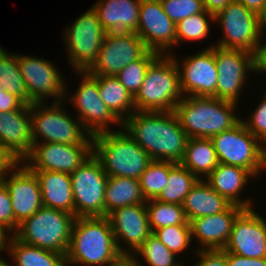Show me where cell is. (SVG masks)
<instances>
[{
	"label": "cell",
	"instance_id": "cell-1",
	"mask_svg": "<svg viewBox=\"0 0 266 266\" xmlns=\"http://www.w3.org/2000/svg\"><path fill=\"white\" fill-rule=\"evenodd\" d=\"M122 128L152 160L182 161L188 136L174 111H134Z\"/></svg>",
	"mask_w": 266,
	"mask_h": 266
},
{
	"label": "cell",
	"instance_id": "cell-2",
	"mask_svg": "<svg viewBox=\"0 0 266 266\" xmlns=\"http://www.w3.org/2000/svg\"><path fill=\"white\" fill-rule=\"evenodd\" d=\"M124 258L106 216L75 218L66 266H114Z\"/></svg>",
	"mask_w": 266,
	"mask_h": 266
},
{
	"label": "cell",
	"instance_id": "cell-3",
	"mask_svg": "<svg viewBox=\"0 0 266 266\" xmlns=\"http://www.w3.org/2000/svg\"><path fill=\"white\" fill-rule=\"evenodd\" d=\"M237 105L215 97L183 96L174 112L188 138H212L241 120Z\"/></svg>",
	"mask_w": 266,
	"mask_h": 266
},
{
	"label": "cell",
	"instance_id": "cell-4",
	"mask_svg": "<svg viewBox=\"0 0 266 266\" xmlns=\"http://www.w3.org/2000/svg\"><path fill=\"white\" fill-rule=\"evenodd\" d=\"M92 140L93 155L101 162L108 177L139 179L152 161L123 128L95 134Z\"/></svg>",
	"mask_w": 266,
	"mask_h": 266
},
{
	"label": "cell",
	"instance_id": "cell-5",
	"mask_svg": "<svg viewBox=\"0 0 266 266\" xmlns=\"http://www.w3.org/2000/svg\"><path fill=\"white\" fill-rule=\"evenodd\" d=\"M183 98L179 69L172 55H158L148 66L134 96L135 111H174Z\"/></svg>",
	"mask_w": 266,
	"mask_h": 266
},
{
	"label": "cell",
	"instance_id": "cell-6",
	"mask_svg": "<svg viewBox=\"0 0 266 266\" xmlns=\"http://www.w3.org/2000/svg\"><path fill=\"white\" fill-rule=\"evenodd\" d=\"M50 104L30 105L33 144L41 143L43 140L42 142L50 143L93 145V136L77 117L64 109L65 102Z\"/></svg>",
	"mask_w": 266,
	"mask_h": 266
},
{
	"label": "cell",
	"instance_id": "cell-7",
	"mask_svg": "<svg viewBox=\"0 0 266 266\" xmlns=\"http://www.w3.org/2000/svg\"><path fill=\"white\" fill-rule=\"evenodd\" d=\"M75 215L42 206L23 220L13 236L19 241L66 255Z\"/></svg>",
	"mask_w": 266,
	"mask_h": 266
},
{
	"label": "cell",
	"instance_id": "cell-8",
	"mask_svg": "<svg viewBox=\"0 0 266 266\" xmlns=\"http://www.w3.org/2000/svg\"><path fill=\"white\" fill-rule=\"evenodd\" d=\"M219 163L242 167L254 177L266 169V147L240 120L229 130L211 138Z\"/></svg>",
	"mask_w": 266,
	"mask_h": 266
},
{
	"label": "cell",
	"instance_id": "cell-9",
	"mask_svg": "<svg viewBox=\"0 0 266 266\" xmlns=\"http://www.w3.org/2000/svg\"><path fill=\"white\" fill-rule=\"evenodd\" d=\"M65 31V32H64ZM63 31L68 61L74 72L88 71L98 58L107 32L90 7Z\"/></svg>",
	"mask_w": 266,
	"mask_h": 266
},
{
	"label": "cell",
	"instance_id": "cell-10",
	"mask_svg": "<svg viewBox=\"0 0 266 266\" xmlns=\"http://www.w3.org/2000/svg\"><path fill=\"white\" fill-rule=\"evenodd\" d=\"M82 77L77 90L68 95L66 85V99L70 105L77 110V118L82 122L83 127L92 135L111 130L114 124L122 128V123L112 114L104 104L99 95L98 75H91L87 71L74 72ZM83 75V76H82ZM68 97V98H67Z\"/></svg>",
	"mask_w": 266,
	"mask_h": 266
},
{
	"label": "cell",
	"instance_id": "cell-11",
	"mask_svg": "<svg viewBox=\"0 0 266 266\" xmlns=\"http://www.w3.org/2000/svg\"><path fill=\"white\" fill-rule=\"evenodd\" d=\"M75 217L105 216L107 174L101 162L92 154L70 174Z\"/></svg>",
	"mask_w": 266,
	"mask_h": 266
},
{
	"label": "cell",
	"instance_id": "cell-12",
	"mask_svg": "<svg viewBox=\"0 0 266 266\" xmlns=\"http://www.w3.org/2000/svg\"><path fill=\"white\" fill-rule=\"evenodd\" d=\"M215 22L223 32L217 46L255 53L264 27L257 14L233 0L215 15Z\"/></svg>",
	"mask_w": 266,
	"mask_h": 266
},
{
	"label": "cell",
	"instance_id": "cell-13",
	"mask_svg": "<svg viewBox=\"0 0 266 266\" xmlns=\"http://www.w3.org/2000/svg\"><path fill=\"white\" fill-rule=\"evenodd\" d=\"M20 73L25 81L30 105L45 103L47 98L53 103L64 102L66 81L56 65L43 57L17 54Z\"/></svg>",
	"mask_w": 266,
	"mask_h": 266
},
{
	"label": "cell",
	"instance_id": "cell-14",
	"mask_svg": "<svg viewBox=\"0 0 266 266\" xmlns=\"http://www.w3.org/2000/svg\"><path fill=\"white\" fill-rule=\"evenodd\" d=\"M171 55L179 69L183 96L217 98L218 71L214 44L183 59L177 58L175 53Z\"/></svg>",
	"mask_w": 266,
	"mask_h": 266
},
{
	"label": "cell",
	"instance_id": "cell-15",
	"mask_svg": "<svg viewBox=\"0 0 266 266\" xmlns=\"http://www.w3.org/2000/svg\"><path fill=\"white\" fill-rule=\"evenodd\" d=\"M215 60L218 71L217 98L239 104L243 88L247 86L246 77L251 72L254 74V54L215 45Z\"/></svg>",
	"mask_w": 266,
	"mask_h": 266
},
{
	"label": "cell",
	"instance_id": "cell-16",
	"mask_svg": "<svg viewBox=\"0 0 266 266\" xmlns=\"http://www.w3.org/2000/svg\"><path fill=\"white\" fill-rule=\"evenodd\" d=\"M143 40L133 32H109L105 35L98 58L87 71L91 75L115 76L132 61L147 52Z\"/></svg>",
	"mask_w": 266,
	"mask_h": 266
},
{
	"label": "cell",
	"instance_id": "cell-17",
	"mask_svg": "<svg viewBox=\"0 0 266 266\" xmlns=\"http://www.w3.org/2000/svg\"><path fill=\"white\" fill-rule=\"evenodd\" d=\"M93 154V145L34 143L22 161L31 171H58L71 174Z\"/></svg>",
	"mask_w": 266,
	"mask_h": 266
},
{
	"label": "cell",
	"instance_id": "cell-18",
	"mask_svg": "<svg viewBox=\"0 0 266 266\" xmlns=\"http://www.w3.org/2000/svg\"><path fill=\"white\" fill-rule=\"evenodd\" d=\"M136 34L149 51L159 55H170L176 47V23L166 15L160 0H141Z\"/></svg>",
	"mask_w": 266,
	"mask_h": 266
},
{
	"label": "cell",
	"instance_id": "cell-19",
	"mask_svg": "<svg viewBox=\"0 0 266 266\" xmlns=\"http://www.w3.org/2000/svg\"><path fill=\"white\" fill-rule=\"evenodd\" d=\"M107 218L110 221L117 247L126 258H130L152 234L145 204L117 208L110 212Z\"/></svg>",
	"mask_w": 266,
	"mask_h": 266
},
{
	"label": "cell",
	"instance_id": "cell-20",
	"mask_svg": "<svg viewBox=\"0 0 266 266\" xmlns=\"http://www.w3.org/2000/svg\"><path fill=\"white\" fill-rule=\"evenodd\" d=\"M224 250L247 258L266 257V219L254 207L237 216Z\"/></svg>",
	"mask_w": 266,
	"mask_h": 266
},
{
	"label": "cell",
	"instance_id": "cell-21",
	"mask_svg": "<svg viewBox=\"0 0 266 266\" xmlns=\"http://www.w3.org/2000/svg\"><path fill=\"white\" fill-rule=\"evenodd\" d=\"M3 183L10 194L16 231L23 220L31 217L43 206L40 184L35 173L23 162Z\"/></svg>",
	"mask_w": 266,
	"mask_h": 266
},
{
	"label": "cell",
	"instance_id": "cell-22",
	"mask_svg": "<svg viewBox=\"0 0 266 266\" xmlns=\"http://www.w3.org/2000/svg\"><path fill=\"white\" fill-rule=\"evenodd\" d=\"M245 208L231 204L225 211L192 219L191 239L197 241L195 250L224 249L237 216Z\"/></svg>",
	"mask_w": 266,
	"mask_h": 266
},
{
	"label": "cell",
	"instance_id": "cell-23",
	"mask_svg": "<svg viewBox=\"0 0 266 266\" xmlns=\"http://www.w3.org/2000/svg\"><path fill=\"white\" fill-rule=\"evenodd\" d=\"M33 147L30 105L0 112V148L23 161Z\"/></svg>",
	"mask_w": 266,
	"mask_h": 266
},
{
	"label": "cell",
	"instance_id": "cell-24",
	"mask_svg": "<svg viewBox=\"0 0 266 266\" xmlns=\"http://www.w3.org/2000/svg\"><path fill=\"white\" fill-rule=\"evenodd\" d=\"M254 176L246 169L238 166L219 163L217 167L204 179L219 195L231 204L245 209L253 208V198H241L242 190Z\"/></svg>",
	"mask_w": 266,
	"mask_h": 266
},
{
	"label": "cell",
	"instance_id": "cell-25",
	"mask_svg": "<svg viewBox=\"0 0 266 266\" xmlns=\"http://www.w3.org/2000/svg\"><path fill=\"white\" fill-rule=\"evenodd\" d=\"M141 0H98L92 8L103 29L109 32L136 33Z\"/></svg>",
	"mask_w": 266,
	"mask_h": 266
},
{
	"label": "cell",
	"instance_id": "cell-26",
	"mask_svg": "<svg viewBox=\"0 0 266 266\" xmlns=\"http://www.w3.org/2000/svg\"><path fill=\"white\" fill-rule=\"evenodd\" d=\"M38 178L42 204L74 215L70 174L58 171H33Z\"/></svg>",
	"mask_w": 266,
	"mask_h": 266
},
{
	"label": "cell",
	"instance_id": "cell-27",
	"mask_svg": "<svg viewBox=\"0 0 266 266\" xmlns=\"http://www.w3.org/2000/svg\"><path fill=\"white\" fill-rule=\"evenodd\" d=\"M231 205L219 195L205 180L199 179L185 196L182 207L187 220L215 215L225 211Z\"/></svg>",
	"mask_w": 266,
	"mask_h": 266
},
{
	"label": "cell",
	"instance_id": "cell-28",
	"mask_svg": "<svg viewBox=\"0 0 266 266\" xmlns=\"http://www.w3.org/2000/svg\"><path fill=\"white\" fill-rule=\"evenodd\" d=\"M180 163L198 179L204 180L219 164L211 138H188Z\"/></svg>",
	"mask_w": 266,
	"mask_h": 266
},
{
	"label": "cell",
	"instance_id": "cell-29",
	"mask_svg": "<svg viewBox=\"0 0 266 266\" xmlns=\"http://www.w3.org/2000/svg\"><path fill=\"white\" fill-rule=\"evenodd\" d=\"M139 179L108 177L105 188V216L113 210L134 204H146Z\"/></svg>",
	"mask_w": 266,
	"mask_h": 266
},
{
	"label": "cell",
	"instance_id": "cell-30",
	"mask_svg": "<svg viewBox=\"0 0 266 266\" xmlns=\"http://www.w3.org/2000/svg\"><path fill=\"white\" fill-rule=\"evenodd\" d=\"M99 95L112 114L123 123L134 111V97L115 76H98Z\"/></svg>",
	"mask_w": 266,
	"mask_h": 266
},
{
	"label": "cell",
	"instance_id": "cell-31",
	"mask_svg": "<svg viewBox=\"0 0 266 266\" xmlns=\"http://www.w3.org/2000/svg\"><path fill=\"white\" fill-rule=\"evenodd\" d=\"M7 253L14 261L11 266H66L64 254L25 244L14 236Z\"/></svg>",
	"mask_w": 266,
	"mask_h": 266
},
{
	"label": "cell",
	"instance_id": "cell-32",
	"mask_svg": "<svg viewBox=\"0 0 266 266\" xmlns=\"http://www.w3.org/2000/svg\"><path fill=\"white\" fill-rule=\"evenodd\" d=\"M141 257V258H140ZM179 256L171 252L153 233L130 257L134 266H184L176 261ZM143 260L146 264H142Z\"/></svg>",
	"mask_w": 266,
	"mask_h": 266
},
{
	"label": "cell",
	"instance_id": "cell-33",
	"mask_svg": "<svg viewBox=\"0 0 266 266\" xmlns=\"http://www.w3.org/2000/svg\"><path fill=\"white\" fill-rule=\"evenodd\" d=\"M199 179L181 163H176L169 172L168 181L157 200L183 204L185 196Z\"/></svg>",
	"mask_w": 266,
	"mask_h": 266
},
{
	"label": "cell",
	"instance_id": "cell-34",
	"mask_svg": "<svg viewBox=\"0 0 266 266\" xmlns=\"http://www.w3.org/2000/svg\"><path fill=\"white\" fill-rule=\"evenodd\" d=\"M0 86L30 105L25 81L20 73L17 54L6 52L0 45Z\"/></svg>",
	"mask_w": 266,
	"mask_h": 266
},
{
	"label": "cell",
	"instance_id": "cell-35",
	"mask_svg": "<svg viewBox=\"0 0 266 266\" xmlns=\"http://www.w3.org/2000/svg\"><path fill=\"white\" fill-rule=\"evenodd\" d=\"M145 205L152 233L165 226L190 225L181 204H172L151 199Z\"/></svg>",
	"mask_w": 266,
	"mask_h": 266
},
{
	"label": "cell",
	"instance_id": "cell-36",
	"mask_svg": "<svg viewBox=\"0 0 266 266\" xmlns=\"http://www.w3.org/2000/svg\"><path fill=\"white\" fill-rule=\"evenodd\" d=\"M172 161L152 160L139 181L146 201L157 199L167 184L170 169L175 165Z\"/></svg>",
	"mask_w": 266,
	"mask_h": 266
},
{
	"label": "cell",
	"instance_id": "cell-37",
	"mask_svg": "<svg viewBox=\"0 0 266 266\" xmlns=\"http://www.w3.org/2000/svg\"><path fill=\"white\" fill-rule=\"evenodd\" d=\"M214 22L215 15L207 12L194 14L176 23V48L183 41H202L210 35V24Z\"/></svg>",
	"mask_w": 266,
	"mask_h": 266
},
{
	"label": "cell",
	"instance_id": "cell-38",
	"mask_svg": "<svg viewBox=\"0 0 266 266\" xmlns=\"http://www.w3.org/2000/svg\"><path fill=\"white\" fill-rule=\"evenodd\" d=\"M158 55L159 54L156 52L148 51L142 58L132 61L115 75L133 97L139 91L144 81V76L149 64Z\"/></svg>",
	"mask_w": 266,
	"mask_h": 266
},
{
	"label": "cell",
	"instance_id": "cell-39",
	"mask_svg": "<svg viewBox=\"0 0 266 266\" xmlns=\"http://www.w3.org/2000/svg\"><path fill=\"white\" fill-rule=\"evenodd\" d=\"M153 234L177 256L192 245L190 225H171L159 228Z\"/></svg>",
	"mask_w": 266,
	"mask_h": 266
},
{
	"label": "cell",
	"instance_id": "cell-40",
	"mask_svg": "<svg viewBox=\"0 0 266 266\" xmlns=\"http://www.w3.org/2000/svg\"><path fill=\"white\" fill-rule=\"evenodd\" d=\"M166 15L175 23L205 11L202 0H160Z\"/></svg>",
	"mask_w": 266,
	"mask_h": 266
},
{
	"label": "cell",
	"instance_id": "cell-41",
	"mask_svg": "<svg viewBox=\"0 0 266 266\" xmlns=\"http://www.w3.org/2000/svg\"><path fill=\"white\" fill-rule=\"evenodd\" d=\"M245 119L241 118L246 128L266 147V92L254 108V112Z\"/></svg>",
	"mask_w": 266,
	"mask_h": 266
},
{
	"label": "cell",
	"instance_id": "cell-42",
	"mask_svg": "<svg viewBox=\"0 0 266 266\" xmlns=\"http://www.w3.org/2000/svg\"><path fill=\"white\" fill-rule=\"evenodd\" d=\"M195 258L199 259L192 266H227V252L224 249L196 250Z\"/></svg>",
	"mask_w": 266,
	"mask_h": 266
},
{
	"label": "cell",
	"instance_id": "cell-43",
	"mask_svg": "<svg viewBox=\"0 0 266 266\" xmlns=\"http://www.w3.org/2000/svg\"><path fill=\"white\" fill-rule=\"evenodd\" d=\"M0 222L15 232V218L10 194L4 183H0Z\"/></svg>",
	"mask_w": 266,
	"mask_h": 266
},
{
	"label": "cell",
	"instance_id": "cell-44",
	"mask_svg": "<svg viewBox=\"0 0 266 266\" xmlns=\"http://www.w3.org/2000/svg\"><path fill=\"white\" fill-rule=\"evenodd\" d=\"M21 162L12 152L0 148V183H3Z\"/></svg>",
	"mask_w": 266,
	"mask_h": 266
},
{
	"label": "cell",
	"instance_id": "cell-45",
	"mask_svg": "<svg viewBox=\"0 0 266 266\" xmlns=\"http://www.w3.org/2000/svg\"><path fill=\"white\" fill-rule=\"evenodd\" d=\"M266 26L263 27L261 32L259 42L257 44V49L254 53V75L266 73V41L264 38L266 36ZM265 35V36H264ZM262 40V41H261ZM264 42V43H263Z\"/></svg>",
	"mask_w": 266,
	"mask_h": 266
},
{
	"label": "cell",
	"instance_id": "cell-46",
	"mask_svg": "<svg viewBox=\"0 0 266 266\" xmlns=\"http://www.w3.org/2000/svg\"><path fill=\"white\" fill-rule=\"evenodd\" d=\"M25 103L16 95L9 93L0 86V112L21 109Z\"/></svg>",
	"mask_w": 266,
	"mask_h": 266
},
{
	"label": "cell",
	"instance_id": "cell-47",
	"mask_svg": "<svg viewBox=\"0 0 266 266\" xmlns=\"http://www.w3.org/2000/svg\"><path fill=\"white\" fill-rule=\"evenodd\" d=\"M227 266H266V257L247 258L227 252Z\"/></svg>",
	"mask_w": 266,
	"mask_h": 266
},
{
	"label": "cell",
	"instance_id": "cell-48",
	"mask_svg": "<svg viewBox=\"0 0 266 266\" xmlns=\"http://www.w3.org/2000/svg\"><path fill=\"white\" fill-rule=\"evenodd\" d=\"M204 8L207 12L216 15L219 11L223 10L233 0H202Z\"/></svg>",
	"mask_w": 266,
	"mask_h": 266
},
{
	"label": "cell",
	"instance_id": "cell-49",
	"mask_svg": "<svg viewBox=\"0 0 266 266\" xmlns=\"http://www.w3.org/2000/svg\"><path fill=\"white\" fill-rule=\"evenodd\" d=\"M12 237H13L12 231L0 222V253L1 252L7 253Z\"/></svg>",
	"mask_w": 266,
	"mask_h": 266
},
{
	"label": "cell",
	"instance_id": "cell-50",
	"mask_svg": "<svg viewBox=\"0 0 266 266\" xmlns=\"http://www.w3.org/2000/svg\"><path fill=\"white\" fill-rule=\"evenodd\" d=\"M235 1L242 3L248 10L260 16L262 14V8L265 0H235Z\"/></svg>",
	"mask_w": 266,
	"mask_h": 266
},
{
	"label": "cell",
	"instance_id": "cell-51",
	"mask_svg": "<svg viewBox=\"0 0 266 266\" xmlns=\"http://www.w3.org/2000/svg\"><path fill=\"white\" fill-rule=\"evenodd\" d=\"M114 266H134V263L130 258L125 257L123 260H121L118 264Z\"/></svg>",
	"mask_w": 266,
	"mask_h": 266
},
{
	"label": "cell",
	"instance_id": "cell-52",
	"mask_svg": "<svg viewBox=\"0 0 266 266\" xmlns=\"http://www.w3.org/2000/svg\"><path fill=\"white\" fill-rule=\"evenodd\" d=\"M262 24L266 26V0L264 1V5L262 8V14L259 16Z\"/></svg>",
	"mask_w": 266,
	"mask_h": 266
},
{
	"label": "cell",
	"instance_id": "cell-53",
	"mask_svg": "<svg viewBox=\"0 0 266 266\" xmlns=\"http://www.w3.org/2000/svg\"><path fill=\"white\" fill-rule=\"evenodd\" d=\"M0 266H11L9 262L5 261L4 257L0 258Z\"/></svg>",
	"mask_w": 266,
	"mask_h": 266
}]
</instances>
